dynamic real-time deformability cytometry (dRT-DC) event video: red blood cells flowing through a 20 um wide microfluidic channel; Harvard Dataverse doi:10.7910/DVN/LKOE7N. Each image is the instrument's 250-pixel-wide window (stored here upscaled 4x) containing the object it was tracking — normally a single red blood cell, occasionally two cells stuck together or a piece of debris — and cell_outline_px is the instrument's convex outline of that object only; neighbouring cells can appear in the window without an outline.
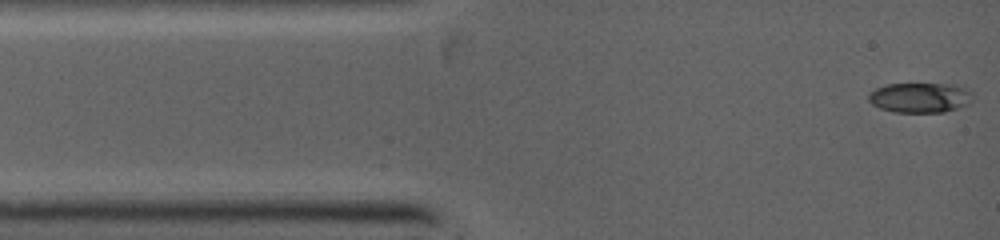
{"species": "common noctule bat (a hibernating species)", "species_latin": "Nyctalus noctula", "temperature_condition": "warm", "stored_images_in_passage": 19, "camera_frame_rate_fps": 5000, "um_per_image_px": 0.085, "animal": {"sex": "female", "body_mass_g": 19.0, "forearm_length_mm": 53.3}, "frame": {"image": 1, "passage_image": 1, "time_ms": 0.0, "image_size_px": [1000, 240], "cell_outline_px": [[972, 100], [968, 104], [944, 112], [892, 112], [880, 108], [872, 104], [868, 100], [868, 92], [876, 88], [888, 84], [948, 84], [968, 88], [972, 92]], "centroid_in_image_um": [78.19, 8.3], "position_along_channel_um": 6.8, "area_um2": 18.26}}
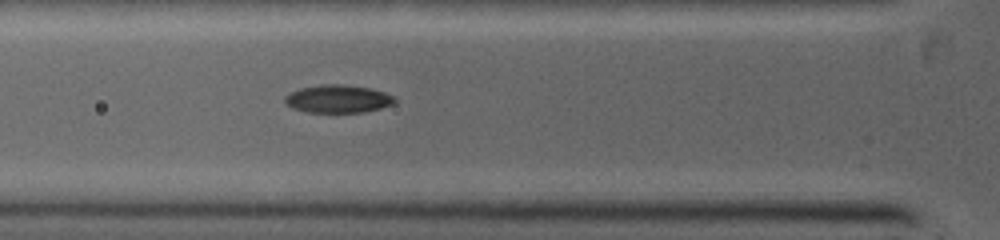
{"frame": {"image": 2, "passage_image": 9, "time_ms": 3.2, "image_size_px": [1000, 240], "cell_outline_px": [[396, 100], [392, 104], [380, 108], [364, 112], [308, 112], [292, 108], [284, 104], [284, 96], [300, 88], [320, 84], [344, 84], [372, 88], [396, 96]], "centroid_in_image_um": [28.72, 8.39], "position_along_channel_um": 97.1, "area_um2": 18.03}}
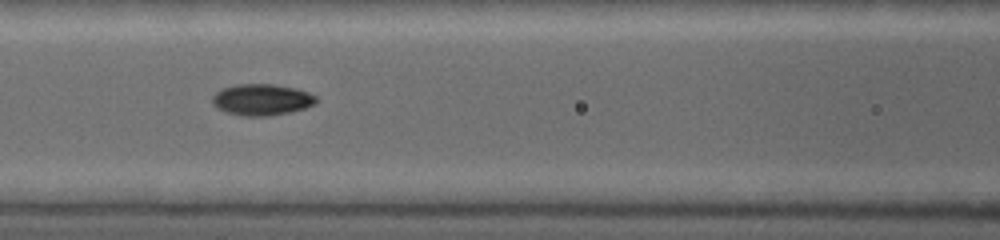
{"frame": {"image": 3, "passage_image": 12, "time_ms": 4.2, "image_size_px": [1000, 240], "cell_outline_px": [[316, 100], [312, 104], [304, 108], [288, 112], [268, 116], [244, 116], [228, 112], [216, 108], [212, 104], [212, 96], [220, 88], [236, 84], [276, 84], [296, 88], [308, 92], [316, 96]], "centroid_in_image_um": [22.2, 8.45], "position_along_channel_um": 144.4, "area_um2": 18.96}}